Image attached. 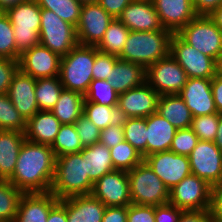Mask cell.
<instances>
[{
	"mask_svg": "<svg viewBox=\"0 0 222 222\" xmlns=\"http://www.w3.org/2000/svg\"><path fill=\"white\" fill-rule=\"evenodd\" d=\"M127 222H155V206L129 204Z\"/></svg>",
	"mask_w": 222,
	"mask_h": 222,
	"instance_id": "46",
	"label": "cell"
},
{
	"mask_svg": "<svg viewBox=\"0 0 222 222\" xmlns=\"http://www.w3.org/2000/svg\"><path fill=\"white\" fill-rule=\"evenodd\" d=\"M46 222H67L66 207L60 201L50 210Z\"/></svg>",
	"mask_w": 222,
	"mask_h": 222,
	"instance_id": "56",
	"label": "cell"
},
{
	"mask_svg": "<svg viewBox=\"0 0 222 222\" xmlns=\"http://www.w3.org/2000/svg\"><path fill=\"white\" fill-rule=\"evenodd\" d=\"M198 141L199 138L191 128L178 129L172 140L170 151L179 155L189 156Z\"/></svg>",
	"mask_w": 222,
	"mask_h": 222,
	"instance_id": "43",
	"label": "cell"
},
{
	"mask_svg": "<svg viewBox=\"0 0 222 222\" xmlns=\"http://www.w3.org/2000/svg\"><path fill=\"white\" fill-rule=\"evenodd\" d=\"M213 222H222V184L212 186L209 209Z\"/></svg>",
	"mask_w": 222,
	"mask_h": 222,
	"instance_id": "50",
	"label": "cell"
},
{
	"mask_svg": "<svg viewBox=\"0 0 222 222\" xmlns=\"http://www.w3.org/2000/svg\"><path fill=\"white\" fill-rule=\"evenodd\" d=\"M212 79L188 78L178 94L185 102L193 117L218 113L215 107Z\"/></svg>",
	"mask_w": 222,
	"mask_h": 222,
	"instance_id": "18",
	"label": "cell"
},
{
	"mask_svg": "<svg viewBox=\"0 0 222 222\" xmlns=\"http://www.w3.org/2000/svg\"><path fill=\"white\" fill-rule=\"evenodd\" d=\"M97 52L96 46L77 44L61 57L59 77L64 89L85 95L93 80L92 68Z\"/></svg>",
	"mask_w": 222,
	"mask_h": 222,
	"instance_id": "4",
	"label": "cell"
},
{
	"mask_svg": "<svg viewBox=\"0 0 222 222\" xmlns=\"http://www.w3.org/2000/svg\"><path fill=\"white\" fill-rule=\"evenodd\" d=\"M86 158L87 174L89 179L95 183L103 175L114 171L110 148L101 143H95L89 147H84L81 151Z\"/></svg>",
	"mask_w": 222,
	"mask_h": 222,
	"instance_id": "29",
	"label": "cell"
},
{
	"mask_svg": "<svg viewBox=\"0 0 222 222\" xmlns=\"http://www.w3.org/2000/svg\"><path fill=\"white\" fill-rule=\"evenodd\" d=\"M74 124L83 147L99 143L101 131L86 116L82 114Z\"/></svg>",
	"mask_w": 222,
	"mask_h": 222,
	"instance_id": "44",
	"label": "cell"
},
{
	"mask_svg": "<svg viewBox=\"0 0 222 222\" xmlns=\"http://www.w3.org/2000/svg\"><path fill=\"white\" fill-rule=\"evenodd\" d=\"M5 14L13 26L16 49L20 55L40 43L41 8L36 0L19 3Z\"/></svg>",
	"mask_w": 222,
	"mask_h": 222,
	"instance_id": "6",
	"label": "cell"
},
{
	"mask_svg": "<svg viewBox=\"0 0 222 222\" xmlns=\"http://www.w3.org/2000/svg\"><path fill=\"white\" fill-rule=\"evenodd\" d=\"M129 33L130 30L118 18H115L108 25L107 30L96 47L100 52L119 57Z\"/></svg>",
	"mask_w": 222,
	"mask_h": 222,
	"instance_id": "32",
	"label": "cell"
},
{
	"mask_svg": "<svg viewBox=\"0 0 222 222\" xmlns=\"http://www.w3.org/2000/svg\"><path fill=\"white\" fill-rule=\"evenodd\" d=\"M160 95L147 82L118 96V106L127 118H146L157 112Z\"/></svg>",
	"mask_w": 222,
	"mask_h": 222,
	"instance_id": "17",
	"label": "cell"
},
{
	"mask_svg": "<svg viewBox=\"0 0 222 222\" xmlns=\"http://www.w3.org/2000/svg\"><path fill=\"white\" fill-rule=\"evenodd\" d=\"M23 194L9 180L0 179V222H14Z\"/></svg>",
	"mask_w": 222,
	"mask_h": 222,
	"instance_id": "34",
	"label": "cell"
},
{
	"mask_svg": "<svg viewBox=\"0 0 222 222\" xmlns=\"http://www.w3.org/2000/svg\"><path fill=\"white\" fill-rule=\"evenodd\" d=\"M183 210L169 202L155 206V222H178Z\"/></svg>",
	"mask_w": 222,
	"mask_h": 222,
	"instance_id": "49",
	"label": "cell"
},
{
	"mask_svg": "<svg viewBox=\"0 0 222 222\" xmlns=\"http://www.w3.org/2000/svg\"><path fill=\"white\" fill-rule=\"evenodd\" d=\"M178 222H213L209 210L182 211Z\"/></svg>",
	"mask_w": 222,
	"mask_h": 222,
	"instance_id": "52",
	"label": "cell"
},
{
	"mask_svg": "<svg viewBox=\"0 0 222 222\" xmlns=\"http://www.w3.org/2000/svg\"><path fill=\"white\" fill-rule=\"evenodd\" d=\"M211 88L217 112L222 113V78L214 76L212 78Z\"/></svg>",
	"mask_w": 222,
	"mask_h": 222,
	"instance_id": "55",
	"label": "cell"
},
{
	"mask_svg": "<svg viewBox=\"0 0 222 222\" xmlns=\"http://www.w3.org/2000/svg\"><path fill=\"white\" fill-rule=\"evenodd\" d=\"M24 132L0 130V179L9 180L15 169L18 154L25 141Z\"/></svg>",
	"mask_w": 222,
	"mask_h": 222,
	"instance_id": "27",
	"label": "cell"
},
{
	"mask_svg": "<svg viewBox=\"0 0 222 222\" xmlns=\"http://www.w3.org/2000/svg\"><path fill=\"white\" fill-rule=\"evenodd\" d=\"M164 29L178 33L197 16L193 0H152Z\"/></svg>",
	"mask_w": 222,
	"mask_h": 222,
	"instance_id": "21",
	"label": "cell"
},
{
	"mask_svg": "<svg viewBox=\"0 0 222 222\" xmlns=\"http://www.w3.org/2000/svg\"><path fill=\"white\" fill-rule=\"evenodd\" d=\"M94 183L89 179L86 158L81 152L56 157L50 192L58 199L91 195Z\"/></svg>",
	"mask_w": 222,
	"mask_h": 222,
	"instance_id": "2",
	"label": "cell"
},
{
	"mask_svg": "<svg viewBox=\"0 0 222 222\" xmlns=\"http://www.w3.org/2000/svg\"><path fill=\"white\" fill-rule=\"evenodd\" d=\"M187 79L185 70L171 54L146 69V82L160 96L179 94Z\"/></svg>",
	"mask_w": 222,
	"mask_h": 222,
	"instance_id": "9",
	"label": "cell"
},
{
	"mask_svg": "<svg viewBox=\"0 0 222 222\" xmlns=\"http://www.w3.org/2000/svg\"><path fill=\"white\" fill-rule=\"evenodd\" d=\"M112 164L115 170L129 171L143 161L141 154L125 140L110 148Z\"/></svg>",
	"mask_w": 222,
	"mask_h": 222,
	"instance_id": "38",
	"label": "cell"
},
{
	"mask_svg": "<svg viewBox=\"0 0 222 222\" xmlns=\"http://www.w3.org/2000/svg\"><path fill=\"white\" fill-rule=\"evenodd\" d=\"M204 55L217 59L222 54V31L206 15H197L177 33Z\"/></svg>",
	"mask_w": 222,
	"mask_h": 222,
	"instance_id": "7",
	"label": "cell"
},
{
	"mask_svg": "<svg viewBox=\"0 0 222 222\" xmlns=\"http://www.w3.org/2000/svg\"><path fill=\"white\" fill-rule=\"evenodd\" d=\"M132 1L133 0H98V3L115 19L120 16L122 11Z\"/></svg>",
	"mask_w": 222,
	"mask_h": 222,
	"instance_id": "51",
	"label": "cell"
},
{
	"mask_svg": "<svg viewBox=\"0 0 222 222\" xmlns=\"http://www.w3.org/2000/svg\"><path fill=\"white\" fill-rule=\"evenodd\" d=\"M84 101L80 92L63 89L51 112L61 124H74L83 114Z\"/></svg>",
	"mask_w": 222,
	"mask_h": 222,
	"instance_id": "31",
	"label": "cell"
},
{
	"mask_svg": "<svg viewBox=\"0 0 222 222\" xmlns=\"http://www.w3.org/2000/svg\"><path fill=\"white\" fill-rule=\"evenodd\" d=\"M27 0H0V10L6 12L8 9L13 8L19 3Z\"/></svg>",
	"mask_w": 222,
	"mask_h": 222,
	"instance_id": "58",
	"label": "cell"
},
{
	"mask_svg": "<svg viewBox=\"0 0 222 222\" xmlns=\"http://www.w3.org/2000/svg\"><path fill=\"white\" fill-rule=\"evenodd\" d=\"M83 115L96 125L100 131L110 125L123 126L127 120V116L118 105L110 107L95 102H84Z\"/></svg>",
	"mask_w": 222,
	"mask_h": 222,
	"instance_id": "30",
	"label": "cell"
},
{
	"mask_svg": "<svg viewBox=\"0 0 222 222\" xmlns=\"http://www.w3.org/2000/svg\"><path fill=\"white\" fill-rule=\"evenodd\" d=\"M170 54L188 78L212 79L215 76L216 60L186 43L177 33L171 37Z\"/></svg>",
	"mask_w": 222,
	"mask_h": 222,
	"instance_id": "10",
	"label": "cell"
},
{
	"mask_svg": "<svg viewBox=\"0 0 222 222\" xmlns=\"http://www.w3.org/2000/svg\"><path fill=\"white\" fill-rule=\"evenodd\" d=\"M215 76L222 78V54L216 59Z\"/></svg>",
	"mask_w": 222,
	"mask_h": 222,
	"instance_id": "60",
	"label": "cell"
},
{
	"mask_svg": "<svg viewBox=\"0 0 222 222\" xmlns=\"http://www.w3.org/2000/svg\"><path fill=\"white\" fill-rule=\"evenodd\" d=\"M91 195L106 207L132 204L127 171L114 170L103 175L94 183Z\"/></svg>",
	"mask_w": 222,
	"mask_h": 222,
	"instance_id": "15",
	"label": "cell"
},
{
	"mask_svg": "<svg viewBox=\"0 0 222 222\" xmlns=\"http://www.w3.org/2000/svg\"><path fill=\"white\" fill-rule=\"evenodd\" d=\"M51 148L55 157L81 152L84 147L77 134L75 124H62Z\"/></svg>",
	"mask_w": 222,
	"mask_h": 222,
	"instance_id": "36",
	"label": "cell"
},
{
	"mask_svg": "<svg viewBox=\"0 0 222 222\" xmlns=\"http://www.w3.org/2000/svg\"><path fill=\"white\" fill-rule=\"evenodd\" d=\"M220 113L193 117L191 129L202 141L214 142L218 131Z\"/></svg>",
	"mask_w": 222,
	"mask_h": 222,
	"instance_id": "42",
	"label": "cell"
},
{
	"mask_svg": "<svg viewBox=\"0 0 222 222\" xmlns=\"http://www.w3.org/2000/svg\"><path fill=\"white\" fill-rule=\"evenodd\" d=\"M214 143L222 151V113L219 115L218 131Z\"/></svg>",
	"mask_w": 222,
	"mask_h": 222,
	"instance_id": "59",
	"label": "cell"
},
{
	"mask_svg": "<svg viewBox=\"0 0 222 222\" xmlns=\"http://www.w3.org/2000/svg\"><path fill=\"white\" fill-rule=\"evenodd\" d=\"M113 19L98 2L83 3L76 26L78 44L96 46Z\"/></svg>",
	"mask_w": 222,
	"mask_h": 222,
	"instance_id": "13",
	"label": "cell"
},
{
	"mask_svg": "<svg viewBox=\"0 0 222 222\" xmlns=\"http://www.w3.org/2000/svg\"><path fill=\"white\" fill-rule=\"evenodd\" d=\"M123 128L124 140L133 146L143 158L146 157V118H127Z\"/></svg>",
	"mask_w": 222,
	"mask_h": 222,
	"instance_id": "37",
	"label": "cell"
},
{
	"mask_svg": "<svg viewBox=\"0 0 222 222\" xmlns=\"http://www.w3.org/2000/svg\"><path fill=\"white\" fill-rule=\"evenodd\" d=\"M81 3H90V2H98V0H77Z\"/></svg>",
	"mask_w": 222,
	"mask_h": 222,
	"instance_id": "61",
	"label": "cell"
},
{
	"mask_svg": "<svg viewBox=\"0 0 222 222\" xmlns=\"http://www.w3.org/2000/svg\"><path fill=\"white\" fill-rule=\"evenodd\" d=\"M59 202L51 193H24L14 222H46L50 210Z\"/></svg>",
	"mask_w": 222,
	"mask_h": 222,
	"instance_id": "22",
	"label": "cell"
},
{
	"mask_svg": "<svg viewBox=\"0 0 222 222\" xmlns=\"http://www.w3.org/2000/svg\"><path fill=\"white\" fill-rule=\"evenodd\" d=\"M117 59L118 57L115 55L98 51L92 68L93 79L107 80Z\"/></svg>",
	"mask_w": 222,
	"mask_h": 222,
	"instance_id": "45",
	"label": "cell"
},
{
	"mask_svg": "<svg viewBox=\"0 0 222 222\" xmlns=\"http://www.w3.org/2000/svg\"><path fill=\"white\" fill-rule=\"evenodd\" d=\"M19 69V61L0 58V94H7L13 75Z\"/></svg>",
	"mask_w": 222,
	"mask_h": 222,
	"instance_id": "47",
	"label": "cell"
},
{
	"mask_svg": "<svg viewBox=\"0 0 222 222\" xmlns=\"http://www.w3.org/2000/svg\"><path fill=\"white\" fill-rule=\"evenodd\" d=\"M143 160L169 190L191 174L189 157L170 150L147 155Z\"/></svg>",
	"mask_w": 222,
	"mask_h": 222,
	"instance_id": "14",
	"label": "cell"
},
{
	"mask_svg": "<svg viewBox=\"0 0 222 222\" xmlns=\"http://www.w3.org/2000/svg\"><path fill=\"white\" fill-rule=\"evenodd\" d=\"M67 211V222H102L106 206L92 195L59 200Z\"/></svg>",
	"mask_w": 222,
	"mask_h": 222,
	"instance_id": "23",
	"label": "cell"
},
{
	"mask_svg": "<svg viewBox=\"0 0 222 222\" xmlns=\"http://www.w3.org/2000/svg\"><path fill=\"white\" fill-rule=\"evenodd\" d=\"M222 5V0H193V7L197 15L209 16Z\"/></svg>",
	"mask_w": 222,
	"mask_h": 222,
	"instance_id": "54",
	"label": "cell"
},
{
	"mask_svg": "<svg viewBox=\"0 0 222 222\" xmlns=\"http://www.w3.org/2000/svg\"><path fill=\"white\" fill-rule=\"evenodd\" d=\"M55 160L51 146L25 139L9 181L23 193L50 192Z\"/></svg>",
	"mask_w": 222,
	"mask_h": 222,
	"instance_id": "1",
	"label": "cell"
},
{
	"mask_svg": "<svg viewBox=\"0 0 222 222\" xmlns=\"http://www.w3.org/2000/svg\"><path fill=\"white\" fill-rule=\"evenodd\" d=\"M188 157L191 174L210 186L222 184V151L214 142L199 140Z\"/></svg>",
	"mask_w": 222,
	"mask_h": 222,
	"instance_id": "12",
	"label": "cell"
},
{
	"mask_svg": "<svg viewBox=\"0 0 222 222\" xmlns=\"http://www.w3.org/2000/svg\"><path fill=\"white\" fill-rule=\"evenodd\" d=\"M63 89L59 76L38 78L35 85V96L39 110L51 111Z\"/></svg>",
	"mask_w": 222,
	"mask_h": 222,
	"instance_id": "33",
	"label": "cell"
},
{
	"mask_svg": "<svg viewBox=\"0 0 222 222\" xmlns=\"http://www.w3.org/2000/svg\"><path fill=\"white\" fill-rule=\"evenodd\" d=\"M40 44L58 54L65 56L77 44L76 27L62 20L53 11L41 9Z\"/></svg>",
	"mask_w": 222,
	"mask_h": 222,
	"instance_id": "8",
	"label": "cell"
},
{
	"mask_svg": "<svg viewBox=\"0 0 222 222\" xmlns=\"http://www.w3.org/2000/svg\"><path fill=\"white\" fill-rule=\"evenodd\" d=\"M147 155L170 150L177 129L158 113L146 117Z\"/></svg>",
	"mask_w": 222,
	"mask_h": 222,
	"instance_id": "25",
	"label": "cell"
},
{
	"mask_svg": "<svg viewBox=\"0 0 222 222\" xmlns=\"http://www.w3.org/2000/svg\"><path fill=\"white\" fill-rule=\"evenodd\" d=\"M127 174L132 204L157 206L169 202V189L144 160Z\"/></svg>",
	"mask_w": 222,
	"mask_h": 222,
	"instance_id": "5",
	"label": "cell"
},
{
	"mask_svg": "<svg viewBox=\"0 0 222 222\" xmlns=\"http://www.w3.org/2000/svg\"><path fill=\"white\" fill-rule=\"evenodd\" d=\"M35 78L24 74L20 69L13 75L7 95L15 109L27 121L38 111V103L35 96Z\"/></svg>",
	"mask_w": 222,
	"mask_h": 222,
	"instance_id": "19",
	"label": "cell"
},
{
	"mask_svg": "<svg viewBox=\"0 0 222 222\" xmlns=\"http://www.w3.org/2000/svg\"><path fill=\"white\" fill-rule=\"evenodd\" d=\"M107 80L113 89L121 94L146 82V68L118 58Z\"/></svg>",
	"mask_w": 222,
	"mask_h": 222,
	"instance_id": "26",
	"label": "cell"
},
{
	"mask_svg": "<svg viewBox=\"0 0 222 222\" xmlns=\"http://www.w3.org/2000/svg\"><path fill=\"white\" fill-rule=\"evenodd\" d=\"M156 113L170 122L177 130L191 127L193 116L178 94L161 95Z\"/></svg>",
	"mask_w": 222,
	"mask_h": 222,
	"instance_id": "28",
	"label": "cell"
},
{
	"mask_svg": "<svg viewBox=\"0 0 222 222\" xmlns=\"http://www.w3.org/2000/svg\"><path fill=\"white\" fill-rule=\"evenodd\" d=\"M26 122L8 95L0 94V130L25 132Z\"/></svg>",
	"mask_w": 222,
	"mask_h": 222,
	"instance_id": "40",
	"label": "cell"
},
{
	"mask_svg": "<svg viewBox=\"0 0 222 222\" xmlns=\"http://www.w3.org/2000/svg\"><path fill=\"white\" fill-rule=\"evenodd\" d=\"M61 125L51 111L39 110L27 120L24 135L29 141L52 146Z\"/></svg>",
	"mask_w": 222,
	"mask_h": 222,
	"instance_id": "24",
	"label": "cell"
},
{
	"mask_svg": "<svg viewBox=\"0 0 222 222\" xmlns=\"http://www.w3.org/2000/svg\"><path fill=\"white\" fill-rule=\"evenodd\" d=\"M102 222H127V206L106 207Z\"/></svg>",
	"mask_w": 222,
	"mask_h": 222,
	"instance_id": "53",
	"label": "cell"
},
{
	"mask_svg": "<svg viewBox=\"0 0 222 222\" xmlns=\"http://www.w3.org/2000/svg\"><path fill=\"white\" fill-rule=\"evenodd\" d=\"M211 188L205 180L190 174L169 190V203L183 211L209 210Z\"/></svg>",
	"mask_w": 222,
	"mask_h": 222,
	"instance_id": "11",
	"label": "cell"
},
{
	"mask_svg": "<svg viewBox=\"0 0 222 222\" xmlns=\"http://www.w3.org/2000/svg\"><path fill=\"white\" fill-rule=\"evenodd\" d=\"M173 33L168 29L157 31H130L118 57L121 60L140 64L146 69L170 54Z\"/></svg>",
	"mask_w": 222,
	"mask_h": 222,
	"instance_id": "3",
	"label": "cell"
},
{
	"mask_svg": "<svg viewBox=\"0 0 222 222\" xmlns=\"http://www.w3.org/2000/svg\"><path fill=\"white\" fill-rule=\"evenodd\" d=\"M61 57L42 44L25 50L19 59V69L35 79L52 78L60 74Z\"/></svg>",
	"mask_w": 222,
	"mask_h": 222,
	"instance_id": "16",
	"label": "cell"
},
{
	"mask_svg": "<svg viewBox=\"0 0 222 222\" xmlns=\"http://www.w3.org/2000/svg\"><path fill=\"white\" fill-rule=\"evenodd\" d=\"M0 58H9L19 61L14 39L13 26L5 12L0 16Z\"/></svg>",
	"mask_w": 222,
	"mask_h": 222,
	"instance_id": "41",
	"label": "cell"
},
{
	"mask_svg": "<svg viewBox=\"0 0 222 222\" xmlns=\"http://www.w3.org/2000/svg\"><path fill=\"white\" fill-rule=\"evenodd\" d=\"M209 17L222 31V5L213 11Z\"/></svg>",
	"mask_w": 222,
	"mask_h": 222,
	"instance_id": "57",
	"label": "cell"
},
{
	"mask_svg": "<svg viewBox=\"0 0 222 222\" xmlns=\"http://www.w3.org/2000/svg\"><path fill=\"white\" fill-rule=\"evenodd\" d=\"M118 96L108 80L93 79L84 95V102H95L111 107L118 104Z\"/></svg>",
	"mask_w": 222,
	"mask_h": 222,
	"instance_id": "39",
	"label": "cell"
},
{
	"mask_svg": "<svg viewBox=\"0 0 222 222\" xmlns=\"http://www.w3.org/2000/svg\"><path fill=\"white\" fill-rule=\"evenodd\" d=\"M118 19L130 31H157L164 29L152 0H133Z\"/></svg>",
	"mask_w": 222,
	"mask_h": 222,
	"instance_id": "20",
	"label": "cell"
},
{
	"mask_svg": "<svg viewBox=\"0 0 222 222\" xmlns=\"http://www.w3.org/2000/svg\"><path fill=\"white\" fill-rule=\"evenodd\" d=\"M41 9L53 11L62 20L77 26L83 3L77 0H36Z\"/></svg>",
	"mask_w": 222,
	"mask_h": 222,
	"instance_id": "35",
	"label": "cell"
},
{
	"mask_svg": "<svg viewBox=\"0 0 222 222\" xmlns=\"http://www.w3.org/2000/svg\"><path fill=\"white\" fill-rule=\"evenodd\" d=\"M124 141L123 126L110 125L101 130L99 143L105 145L107 148H113Z\"/></svg>",
	"mask_w": 222,
	"mask_h": 222,
	"instance_id": "48",
	"label": "cell"
}]
</instances>
